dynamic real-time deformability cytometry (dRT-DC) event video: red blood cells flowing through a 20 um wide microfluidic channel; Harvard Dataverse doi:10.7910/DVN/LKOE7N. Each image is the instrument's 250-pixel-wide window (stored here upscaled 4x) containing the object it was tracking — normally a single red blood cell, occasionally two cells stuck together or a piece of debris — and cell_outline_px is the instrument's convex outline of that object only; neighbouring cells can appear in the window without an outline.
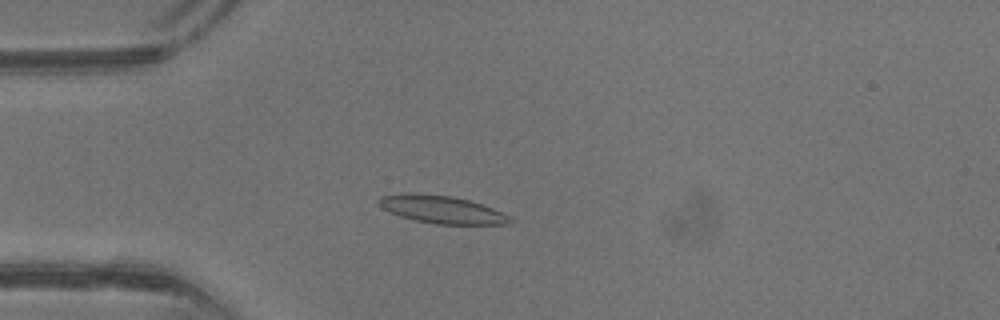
{"species": "common noctule bat (a hibernating species)", "species_latin": "Nyctalus noctula", "temperature_condition": "warm", "stored_images_in_passage": 42, "camera_frame_rate_fps": 3000, "um_per_image_px": 0.085, "animal": {"sex": "male", "body_mass_g": 13.3}, "frame": {"image": 1, "passage_image": 12, "time_ms": 3.667, "image_size_px": [1000, 320], "cell_outline_px": [[516, 220], [512, 224], [436, 224], [416, 220], [400, 216], [380, 208], [376, 204], [376, 200], [380, 196], [404, 192], [416, 192], [452, 196], [468, 200], [492, 208]], "centroid_in_image_um": [37.47, 17.79], "position_along_channel_um": 47.5, "area_um2": 21.44}}
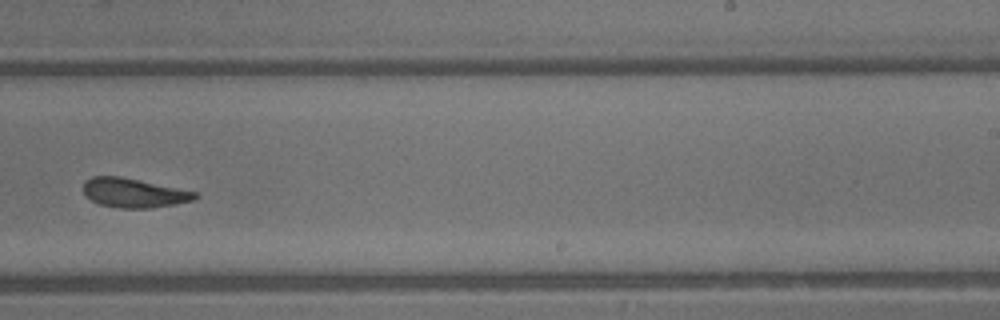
{"frame": {"image": 2, "passage_image": 27, "time_ms": 8.667, "image_size_px": [1000, 320], "cell_outline_px": [[200, 196], [192, 200], [176, 204], [148, 208], [120, 208], [100, 204], [92, 200], [84, 192], [84, 180], [92, 176], [120, 176], [196, 192]], "centroid_in_image_um": [11.37, 16.39], "position_along_channel_um": 277.6, "area_um2": 18.79}}
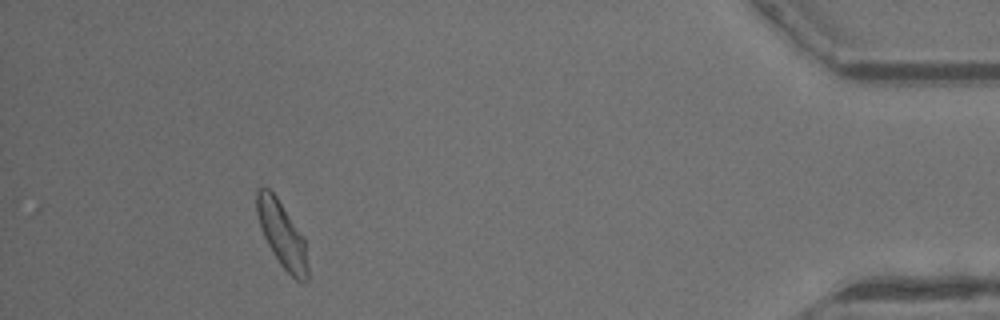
{"frame": {"image": 3, "passage_image": 39, "time_ms": 12.667, "image_size_px": [1000, 320], "cell_outline_px": [[308, 280], [296, 280], [280, 264], [268, 244], [260, 228], [256, 212], [256, 192], [260, 188], [268, 188], [276, 196], [304, 236], [308, 268]], "centroid_in_image_um": [23.97, 19.92], "position_along_channel_um": 411.2, "area_um2": 19.31}, "authors_computed_cell_mechanics": {"area_um2": 20.1722, "velocity_mm_per_s": 4.9233, "shape_relaxation_time_tau1_ms": null, "shape_relaxation_time_tau2_ms": 3.7786, "deformation_change_tau1": null, "deformation_change_tau2": 0.1178}}